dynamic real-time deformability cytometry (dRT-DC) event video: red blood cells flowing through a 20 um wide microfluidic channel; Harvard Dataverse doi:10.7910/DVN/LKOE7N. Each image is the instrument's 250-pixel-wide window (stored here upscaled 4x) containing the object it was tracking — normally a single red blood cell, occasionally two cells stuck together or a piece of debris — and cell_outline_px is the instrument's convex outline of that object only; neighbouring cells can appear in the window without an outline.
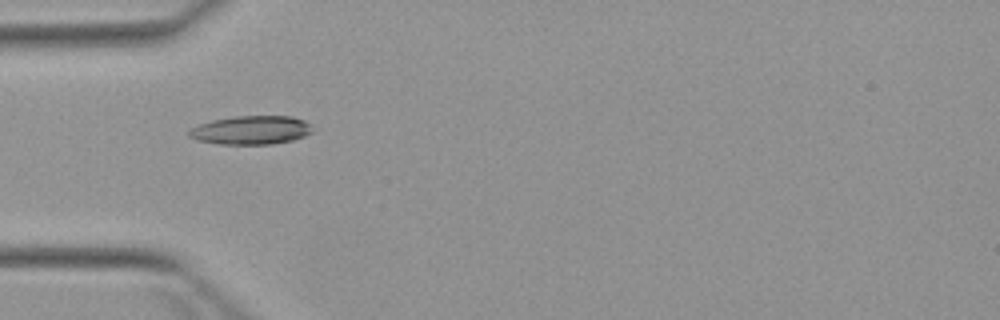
{"species": "Egyptian fruit bat (a non-hibernating species)", "species_latin": "Rousettus aegyptiacus", "temperature_condition": "warm", "stored_images_in_passage": 5, "camera_frame_rate_fps": 3000, "um_per_image_px": 0.085, "animal": {"sex": "female"}, "frame": {"image": 1, "passage_image": 2, "time_ms": 1.333, "image_size_px": [1000, 320], "cell_outline_px": [[316, 128], [312, 132], [304, 136], [292, 140], [272, 144], [216, 144], [196, 140], [188, 136], [188, 132], [192, 128], [200, 124], [212, 120], [236, 116], [292, 116], [304, 120], [312, 124]], "centroid_in_image_um": [21.38, 11.06], "position_along_channel_um": 63.6, "area_um2": 20.81}}
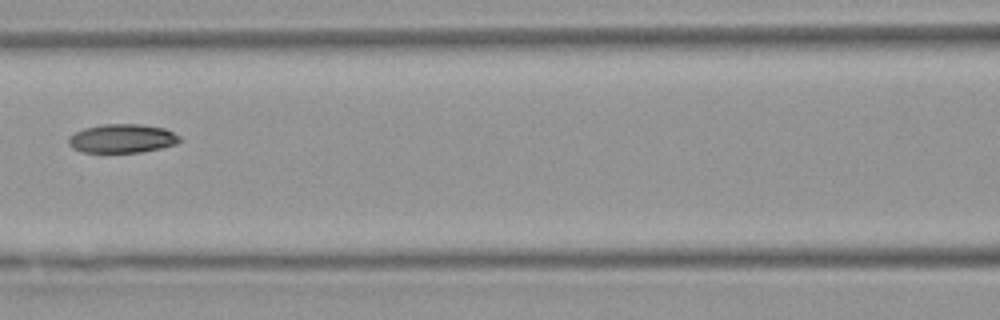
{"frame": {"image": 2, "passage_image": 4, "time_ms": 3.667, "image_size_px": [1000, 320], "cell_outline_px": [[184, 140], [176, 144], [160, 148], [140, 152], [80, 152], [72, 148], [68, 144], [68, 136], [84, 128], [100, 124], [140, 124], [164, 128], [180, 136]], "centroid_in_image_um": [10.37, 11.77], "position_along_channel_um": 156.2, "area_um2": 18.79}}
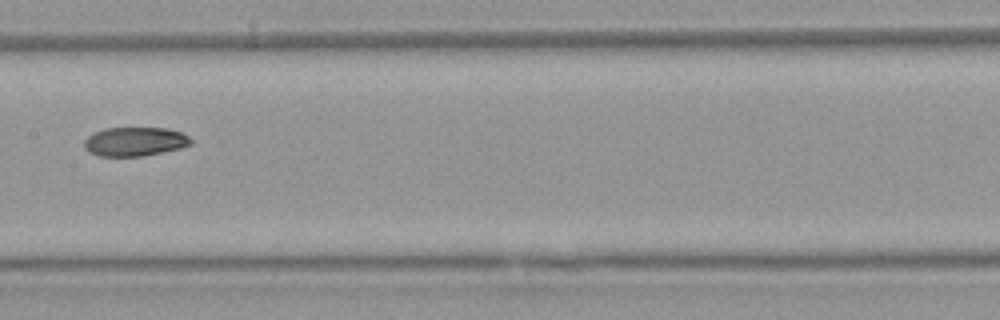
{"frame": {"image": 3, "passage_image": 5, "time_ms": 4.667, "image_size_px": [1000, 320], "cell_outline_px": [[192, 144], [180, 148], [144, 156], [100, 156], [88, 152], [84, 148], [84, 140], [88, 136], [104, 128], [168, 128], [180, 132], [188, 136], [192, 140]], "centroid_in_image_um": [11.46, 12.04], "position_along_channel_um": 195.9, "area_um2": 18.03}}